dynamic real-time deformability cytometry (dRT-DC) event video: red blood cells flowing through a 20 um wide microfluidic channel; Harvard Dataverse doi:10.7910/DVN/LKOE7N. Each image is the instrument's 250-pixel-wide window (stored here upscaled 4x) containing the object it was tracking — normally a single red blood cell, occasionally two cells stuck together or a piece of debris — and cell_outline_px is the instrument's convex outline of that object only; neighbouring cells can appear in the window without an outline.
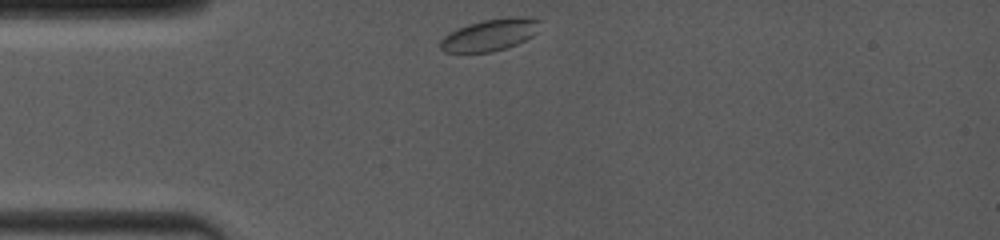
{"species": "common noctule bat (a hibernating species)", "species_latin": "Nyctalus noctula", "temperature_condition": "room temperature", "stored_images_in_passage": 24, "camera_frame_rate_fps": 4000, "um_per_image_px": 0.085, "animal": {"sex": "female", "body_mass_g": 19.0, "forearm_length_mm": 53.3}, "frame": {"image": 1, "passage_image": 1, "time_ms": 0.0, "image_size_px": [1000, 240], "cell_outline_px": [[540, 20], [536, 32], [532, 36], [516, 44], [492, 52], [444, 52], [440, 48], [440, 40], [448, 32], [456, 28], [468, 24], [484, 20], [508, 16], [524, 16]], "centroid_in_image_um": [41.61, 2.95], "position_along_channel_um": 43.4, "area_um2": 18.5}}
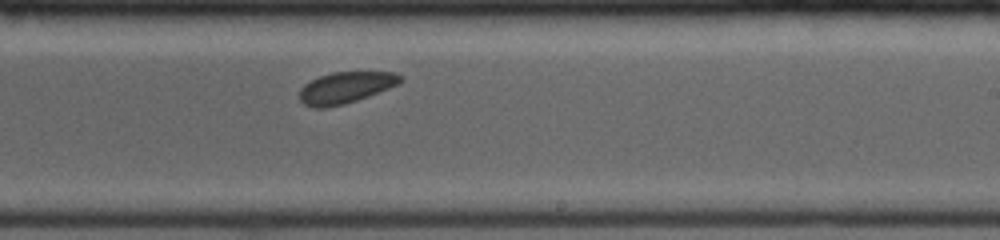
{"frame": {"image": 2, "passage_image": 14, "time_ms": 6.0, "image_size_px": [1000, 240], "cell_outline_px": [[404, 80], [400, 84], [368, 96], [344, 104], [328, 108], [316, 108], [304, 104], [300, 100], [300, 88], [304, 84], [320, 76], [332, 72], [396, 72], [404, 76]], "centroid_in_image_um": [29.42, 7.44], "position_along_channel_um": 259.6, "area_um2": 18.55}}
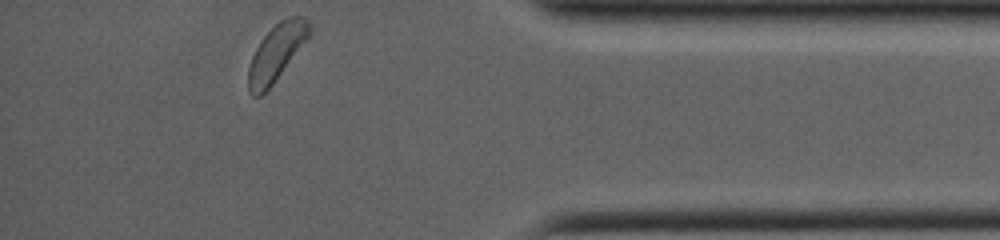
{"frame": {"image": 3, "passage_image": 24, "time_ms": 10.25, "image_size_px": [1000, 240], "cell_outline_px": [[312, 32], [272, 84], [260, 96], [252, 96], [248, 88], [248, 68], [252, 56], [260, 40], [280, 20], [288, 16], [304, 16], [308, 20]], "centroid_in_image_um": [23.49, 4.44], "position_along_channel_um": 411.7, "area_um2": 19.71}}